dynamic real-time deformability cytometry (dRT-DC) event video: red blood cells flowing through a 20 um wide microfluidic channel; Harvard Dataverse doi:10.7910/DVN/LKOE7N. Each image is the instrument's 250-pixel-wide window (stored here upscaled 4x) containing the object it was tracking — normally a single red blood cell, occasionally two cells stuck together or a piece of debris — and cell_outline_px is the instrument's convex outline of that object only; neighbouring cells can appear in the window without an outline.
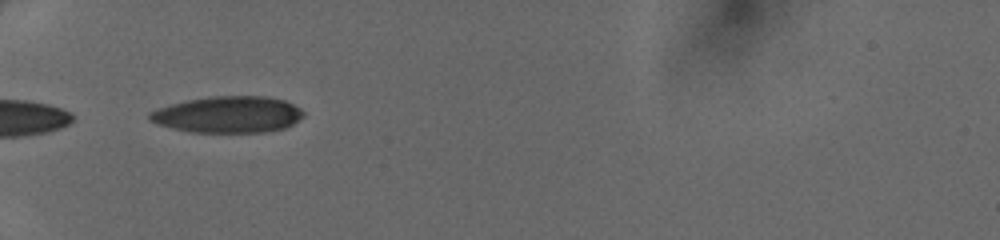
{"species": "human", "species_latin": "Homo sapiens", "temperature_condition": "cold", "stored_images_in_passage": 31, "camera_frame_rate_fps": 3000, "um_per_image_px": 0.085, "donor": {"sex": "female"}, "frame": {"image": 1, "passage_image": 1, "time_ms": 0.0, "image_size_px": [1000, 240], "cell_outline_px": [[304, 116], [292, 124], [284, 128], [264, 132], [192, 132], [172, 128], [148, 120], [148, 112], [172, 104], [188, 100], [208, 96], [264, 96], [284, 100], [300, 108], [304, 112]], "centroid_in_image_um": [19.39, 9.73], "position_along_channel_um": 65.6, "area_um2": 32.54}}
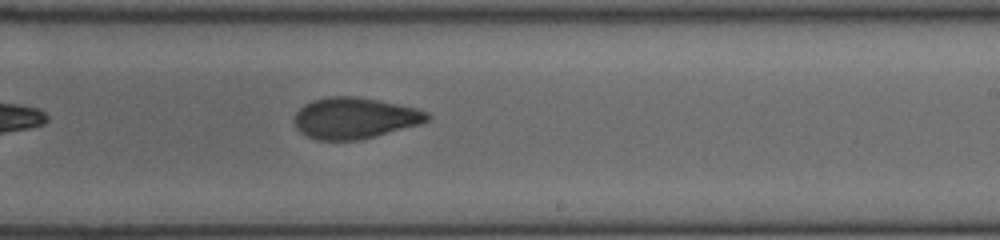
{"frame": {"image": 2, "passage_image": 15, "time_ms": 4.667, "image_size_px": [1000, 240], "cell_outline_px": [[432, 116], [428, 120], [420, 124], [360, 140], [316, 140], [300, 132], [296, 128], [292, 120], [296, 112], [304, 104], [312, 100], [328, 96], [356, 96], [380, 100], [416, 108], [428, 112]], "centroid_in_image_um": [30.12, 10.03], "position_along_channel_um": 258.9, "area_um2": 32.14}}
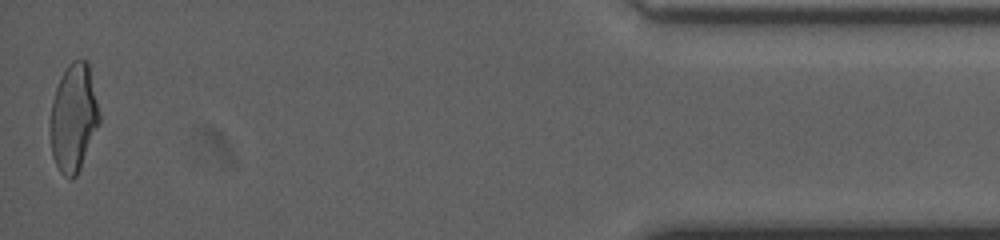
{"frame": {"image": 3, "passage_image": 31, "time_ms": 10.0, "image_size_px": [1000, 240], "cell_outline_px": [[100, 120], [80, 168], [76, 176], [72, 180], [64, 176], [60, 172], [52, 156], [52, 100], [56, 88], [68, 64], [72, 60], [88, 60], [100, 116]], "centroid_in_image_um": [6.27, 10.0], "position_along_channel_um": 428.9, "area_um2": 30.06}}